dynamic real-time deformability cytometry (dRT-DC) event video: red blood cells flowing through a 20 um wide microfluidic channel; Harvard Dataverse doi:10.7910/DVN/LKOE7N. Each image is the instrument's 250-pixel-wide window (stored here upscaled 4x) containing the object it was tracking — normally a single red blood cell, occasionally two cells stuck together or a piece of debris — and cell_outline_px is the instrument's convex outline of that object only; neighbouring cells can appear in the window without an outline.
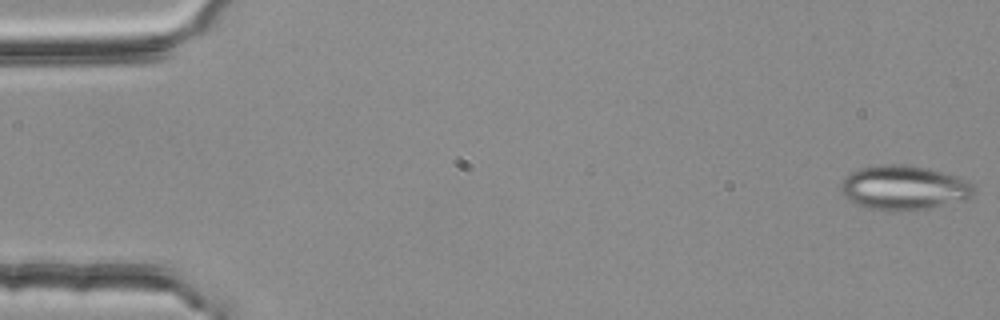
{"species": "common noctule bat (a hibernating species)", "species_latin": "Nyctalus noctula", "temperature_condition": "room temperature", "stored_images_in_passage": 5, "camera_frame_rate_fps": 3000, "um_per_image_px": 0.085, "animal": {"sex": "female", "body_mass_g": 25.1}, "frame": {"image": 1, "passage_image": 1, "time_ms": 0.0, "image_size_px": [1000, 320], "cell_outline_px": [[972, 196], [964, 200], [928, 208], [900, 212], [892, 212], [864, 208], [848, 200], [840, 192], [840, 184], [852, 172], [860, 168], [884, 164], [904, 164], [928, 168], [944, 172], [956, 176], [972, 184]], "centroid_in_image_um": [76.78, 15.97], "position_along_channel_um": 8.2, "area_um2": 34.56}}